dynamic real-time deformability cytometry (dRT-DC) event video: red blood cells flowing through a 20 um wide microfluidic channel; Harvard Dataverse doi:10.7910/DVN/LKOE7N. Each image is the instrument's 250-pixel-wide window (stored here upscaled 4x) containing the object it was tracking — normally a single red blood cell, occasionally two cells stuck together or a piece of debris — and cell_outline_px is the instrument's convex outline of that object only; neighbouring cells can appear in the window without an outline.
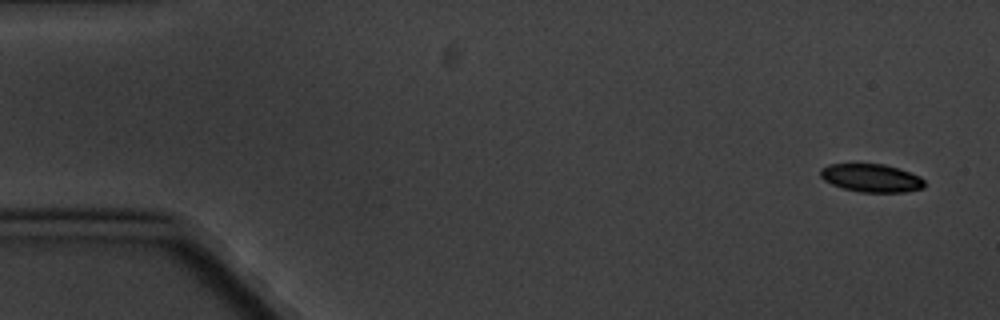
{"species": "common noctule bat (a hibernating species)", "species_latin": "Nyctalus noctula", "temperature_condition": "cold", "stored_images_in_passage": 5, "segment_of_instrument_passage": [1, 2], "camera_frame_rate_fps": 3000, "um_per_image_px": 0.085, "animal": {"sex": "male", "body_mass_g": 20.1, "forearm_length_mm": 53.5}, "frame": {"image": 1, "passage_image": 1, "time_ms": 0.0, "image_size_px": [1000, 320], "cell_outline_px": [[924, 188], [904, 192], [860, 192], [844, 188], [832, 184], [824, 180], [820, 176], [820, 168], [828, 164], [884, 164], [900, 168], [920, 176], [924, 180]], "centroid_in_image_um": [74.07, 15.12], "position_along_channel_um": 10.9, "area_um2": 17.11}}